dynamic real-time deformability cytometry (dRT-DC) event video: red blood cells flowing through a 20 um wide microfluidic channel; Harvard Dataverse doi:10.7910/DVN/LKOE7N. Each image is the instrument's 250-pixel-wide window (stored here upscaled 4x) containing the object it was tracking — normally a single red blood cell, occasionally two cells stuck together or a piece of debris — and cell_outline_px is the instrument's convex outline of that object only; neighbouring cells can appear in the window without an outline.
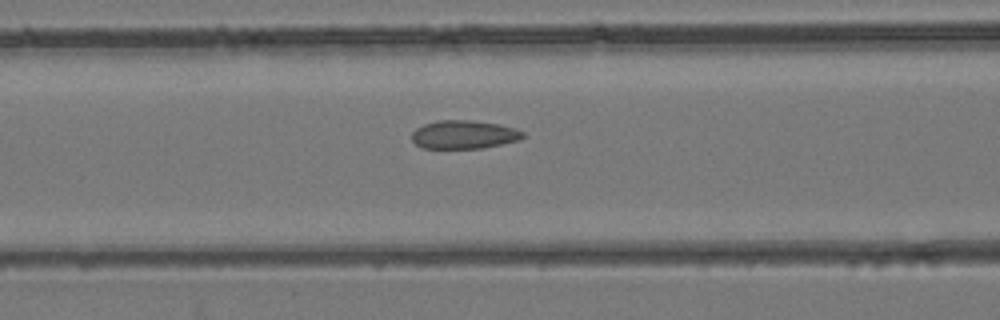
{"species": "common noctule bat (a hibernating species)", "species_latin": "Nyctalus noctula", "temperature_condition": "room temperature", "stored_images_in_passage": 38, "camera_frame_rate_fps": 3000, "um_per_image_px": 0.085, "animal": {"sex": "female", "body_mass_g": 24.6, "forearm_length_mm": 56.2}, "frame": {"image": 1, "passage_image": 18, "time_ms": 5.667, "image_size_px": [1000, 320], "cell_outline_px": [[524, 136], [520, 140], [480, 148], [420, 148], [412, 140], [412, 132], [416, 128], [424, 124], [436, 120], [468, 120], [500, 124], [516, 128], [524, 132]], "centroid_in_image_um": [39.42, 11.43], "position_along_channel_um": 127.2, "area_um2": 18.44}}
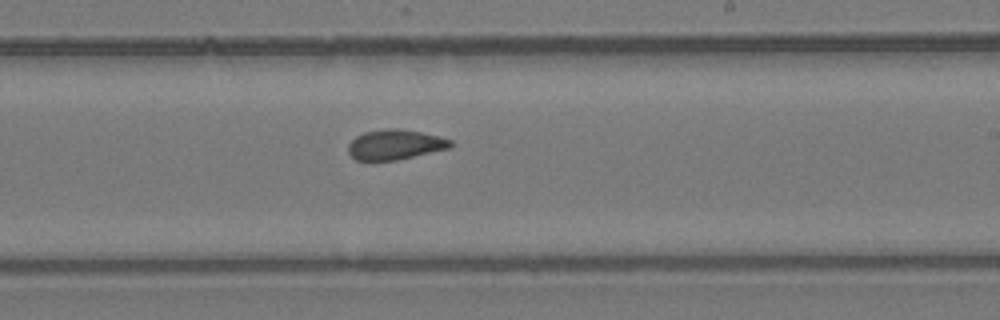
{"frame": {"image": 2, "passage_image": 26, "time_ms": 8.333, "image_size_px": [1000, 320], "cell_outline_px": [[452, 148], [396, 160], [356, 160], [348, 152], [348, 144], [356, 136], [364, 132], [388, 128], [400, 128], [440, 136], [452, 140]], "centroid_in_image_um": [33.61, 12.28], "position_along_channel_um": 255.4, "area_um2": 17.98}}
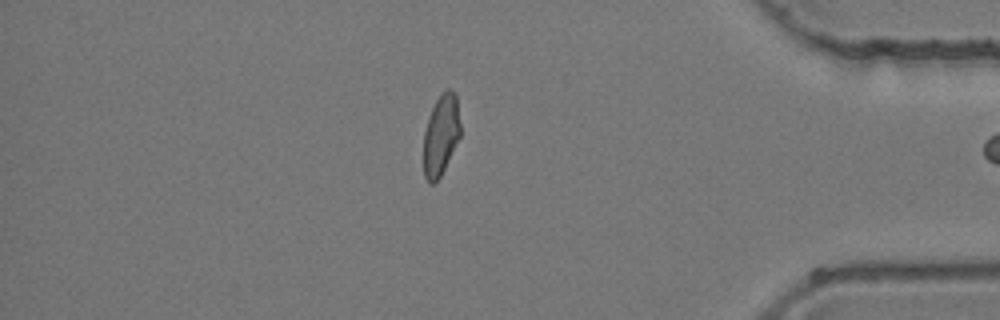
{"frame": {"image": 3, "passage_image": 37, "time_ms": 12.0, "image_size_px": [1000, 320], "cell_outline_px": [[460, 136], [440, 176], [432, 184], [428, 184], [424, 176], [424, 132], [428, 116], [440, 92], [448, 88], [456, 96], [460, 124]], "centroid_in_image_um": [37.46, 11.46], "position_along_channel_um": 397.7, "area_um2": 17.17}}